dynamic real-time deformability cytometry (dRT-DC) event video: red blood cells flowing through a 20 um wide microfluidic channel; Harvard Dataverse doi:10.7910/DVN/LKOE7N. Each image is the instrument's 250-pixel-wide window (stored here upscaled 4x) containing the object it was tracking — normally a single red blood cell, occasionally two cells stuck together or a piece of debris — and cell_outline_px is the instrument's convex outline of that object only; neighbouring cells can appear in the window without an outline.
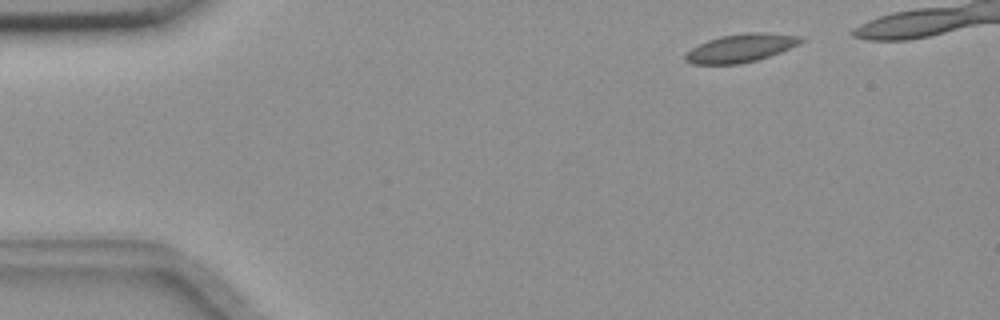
{"species": "common noctule bat (a hibernating species)", "species_latin": "Nyctalus noctula", "temperature_condition": "room temperature", "stored_images_in_passage": 6, "camera_frame_rate_fps": 3000, "um_per_image_px": 0.085, "animal": {"sex": "female", "body_mass_g": 18.4}, "frame": {"image": 1, "passage_image": 1, "time_ms": 0.0, "image_size_px": [1000, 320], "cell_outline_px": [[804, 40], [780, 52], [756, 60], [740, 64], [692, 64], [684, 60], [684, 56], [692, 48], [708, 40], [720, 36], [748, 32], [764, 32], [804, 36]], "centroid_in_image_um": [62.96, 4.08], "position_along_channel_um": 22.0, "area_um2": 18.84}}
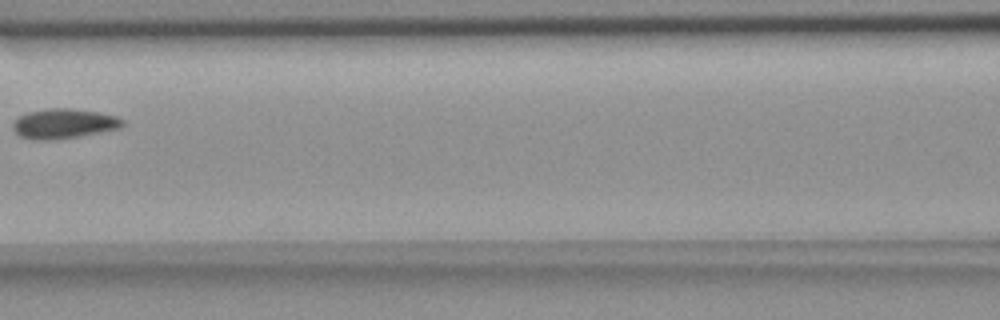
{"frame": {"image": 2, "passage_image": 6, "time_ms": 1.667, "image_size_px": [1000, 320], "cell_outline_px": [[124, 124], [120, 128], [100, 132], [56, 140], [36, 140], [20, 136], [12, 128], [12, 124], [20, 116], [28, 112], [48, 108], [72, 108], [100, 112], [116, 116], [124, 120]], "centroid_in_image_um": [5.43, 10.5], "position_along_channel_um": 161.2, "area_um2": 19.07}}